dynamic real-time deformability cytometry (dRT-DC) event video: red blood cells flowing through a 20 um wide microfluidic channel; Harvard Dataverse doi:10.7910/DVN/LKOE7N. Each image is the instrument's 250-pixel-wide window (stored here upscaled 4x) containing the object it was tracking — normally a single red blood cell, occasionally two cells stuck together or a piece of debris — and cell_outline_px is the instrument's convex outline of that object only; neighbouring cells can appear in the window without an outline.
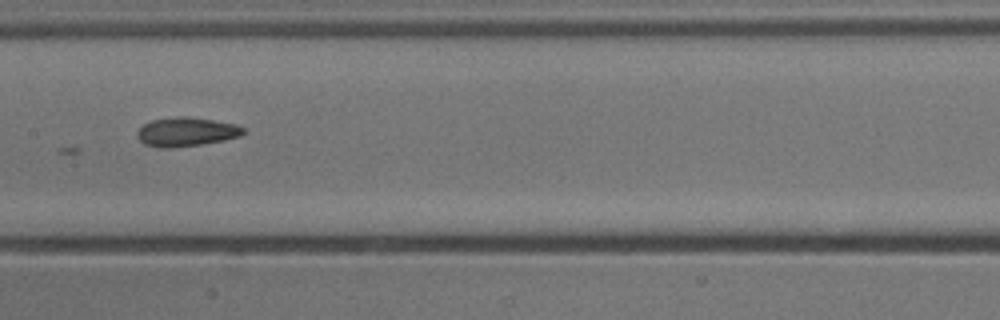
{"species": "common noctule bat (a hibernating species)", "species_latin": "Nyctalus noctula", "temperature_condition": "cold", "stored_images_in_passage": 43, "camera_frame_rate_fps": 3000, "um_per_image_px": 0.085, "animal": {"sex": "male", "body_mass_g": 13.3}, "frame": {"image": 1, "passage_image": 17, "time_ms": 5.333, "image_size_px": [1000, 320], "cell_outline_px": [[244, 132], [240, 136], [224, 140], [200, 144], [168, 148], [160, 148], [144, 144], [136, 136], [136, 132], [144, 124], [152, 120], [180, 116], [188, 116], [236, 124], [244, 128]], "centroid_in_image_um": [15.81, 11.2], "position_along_channel_um": 191.6, "area_um2": 17.8}}
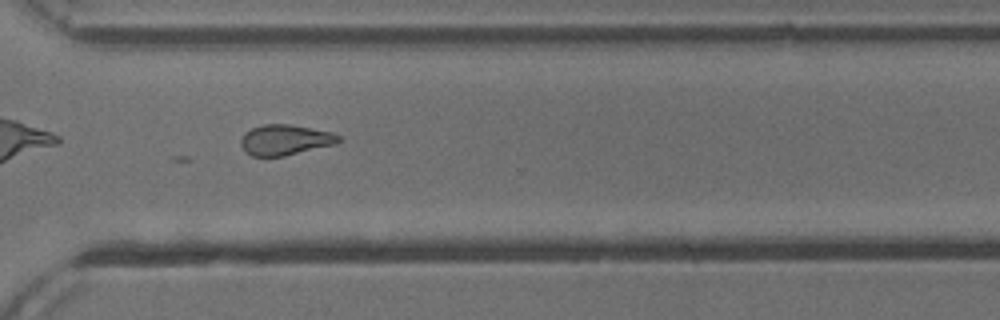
{"frame": {"image": 2, "passage_image": 29, "time_ms": 9.333, "image_size_px": [1000, 320], "cell_outline_px": [[340, 140], [336, 144], [284, 156], [252, 156], [240, 144], [240, 140], [244, 132], [252, 128], [264, 124], [288, 124], [332, 132], [340, 136]], "centroid_in_image_um": [24.23, 11.88], "position_along_channel_um": 346.4, "area_um2": 17.22}}